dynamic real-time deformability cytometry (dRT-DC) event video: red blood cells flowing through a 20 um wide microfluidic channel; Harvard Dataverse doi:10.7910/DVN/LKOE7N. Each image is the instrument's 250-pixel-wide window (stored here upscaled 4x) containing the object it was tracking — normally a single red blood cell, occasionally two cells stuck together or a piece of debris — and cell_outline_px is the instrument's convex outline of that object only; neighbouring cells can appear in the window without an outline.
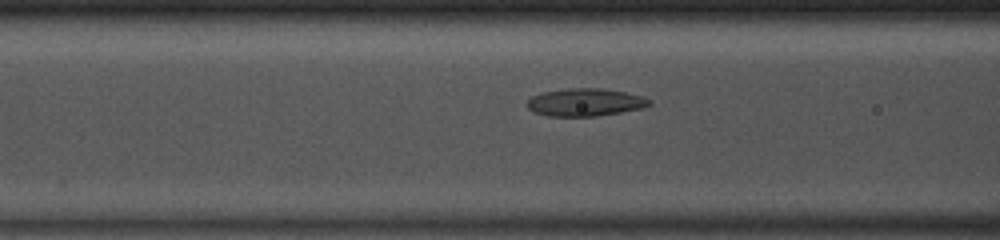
{"species": "common noctule bat (a hibernating species)", "species_latin": "Nyctalus noctula", "temperature_condition": "room temperature", "stored_images_in_passage": 37, "camera_frame_rate_fps": 3000, "um_per_image_px": 0.085, "animal": {"sex": "male", "body_mass_g": 13.0, "forearm_length_mm": 53.1}, "frame": {"image": 1, "passage_image": 8, "time_ms": 2.333, "image_size_px": [1000, 240], "cell_outline_px": [[652, 104], [644, 108], [596, 116], [548, 116], [536, 112], [528, 108], [524, 104], [532, 96], [544, 92], [568, 88], [600, 88], [624, 92], [644, 96], [652, 100]], "centroid_in_image_um": [49.77, 8.69], "position_along_channel_um": 116.8, "area_um2": 19.77}}
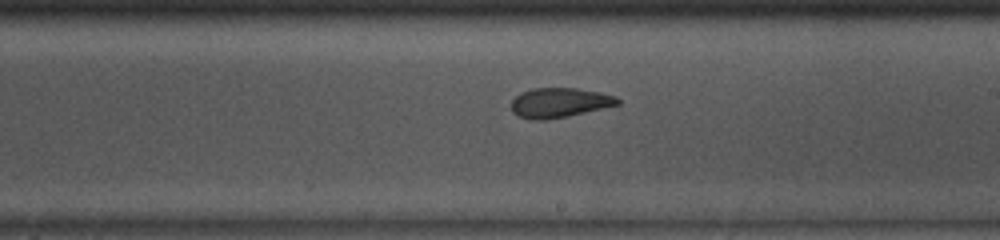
{"frame": {"image": 2, "passage_image": 17, "time_ms": 5.333, "image_size_px": [1000, 240], "cell_outline_px": [[620, 104], [568, 116], [544, 120], [532, 120], [520, 116], [512, 112], [512, 100], [520, 92], [532, 88], [576, 88], [600, 92], [616, 96], [620, 100]], "centroid_in_image_um": [47.55, 8.72], "position_along_channel_um": 241.4, "area_um2": 18.38}}
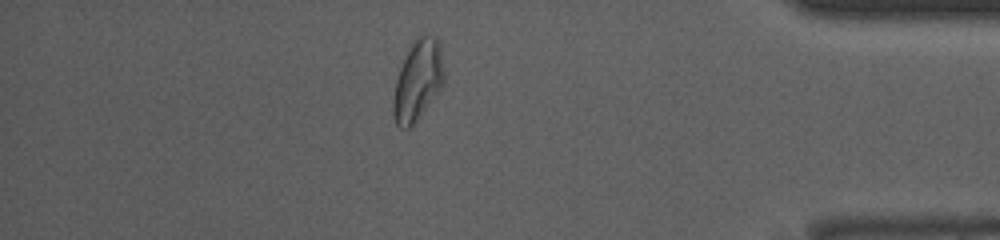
{"frame": {"image": 3, "passage_image": 31, "time_ms": 10.0, "image_size_px": [1000, 240], "cell_outline_px": [[444, 84], [412, 128], [400, 128], [396, 124], [392, 112], [392, 100], [396, 80], [400, 68], [416, 36], [436, 36], [440, 40], [444, 72]], "centroid_in_image_um": [35.52, 6.87], "position_along_channel_um": 399.7, "area_um2": 23.99}, "authors_computed_cell_mechanics": {"area_um2": 19.7676, "velocity_mm_per_s": 4.1358, "shape_relaxation_time_tau1_ms": 6.4994, "shape_relaxation_time_tau2_ms": 1.6031, "deformation_change_tau1": 0.1516, "deformation_change_tau2": 0.0645}}